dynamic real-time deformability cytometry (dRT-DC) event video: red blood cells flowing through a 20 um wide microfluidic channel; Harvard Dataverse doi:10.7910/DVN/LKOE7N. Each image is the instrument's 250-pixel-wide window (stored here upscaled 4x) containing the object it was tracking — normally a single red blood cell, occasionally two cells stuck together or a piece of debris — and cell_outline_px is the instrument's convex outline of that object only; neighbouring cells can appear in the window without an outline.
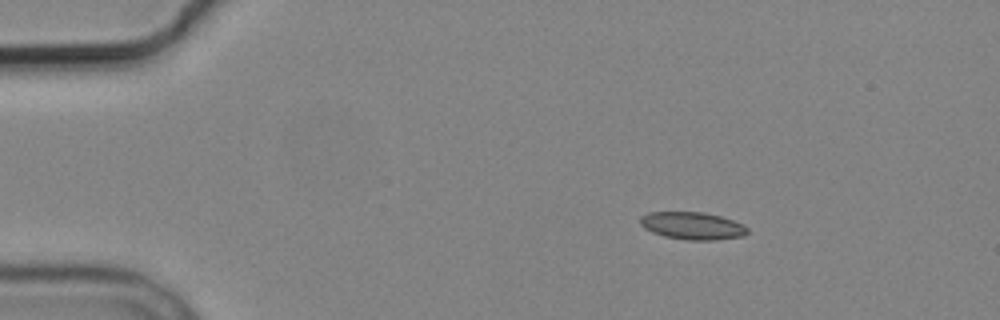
{"species": "common noctule bat (a hibernating species)", "species_latin": "Nyctalus noctula", "temperature_condition": "cold", "stored_images_in_passage": 3, "camera_frame_rate_fps": 3000, "um_per_image_px": 0.085, "animal": {"sex": "male", "body_mass_g": 19.2, "forearm_length_mm": 51.8}, "frame": {"image": 1, "passage_image": 1, "time_ms": 0.0, "image_size_px": [1000, 320], "cell_outline_px": [[748, 232], [744, 236], [716, 240], [688, 240], [664, 236], [652, 232], [644, 228], [640, 224], [640, 216], [648, 212], [704, 212], [720, 216], [744, 224], [748, 228]], "centroid_in_image_um": [58.86, 19.19], "position_along_channel_um": 26.1, "area_um2": 17.28}}